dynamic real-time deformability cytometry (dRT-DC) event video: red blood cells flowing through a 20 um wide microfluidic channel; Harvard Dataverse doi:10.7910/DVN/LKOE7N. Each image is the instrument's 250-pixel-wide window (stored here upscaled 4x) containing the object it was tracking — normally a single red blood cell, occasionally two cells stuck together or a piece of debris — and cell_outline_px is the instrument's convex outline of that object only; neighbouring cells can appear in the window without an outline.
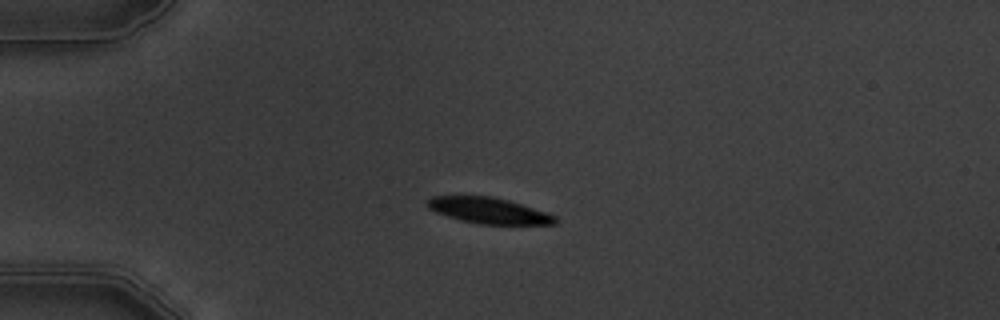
{"species": "common noctule bat (a hibernating species)", "species_latin": "Nyctalus noctula", "temperature_condition": "warm", "stored_images_in_passage": 7, "camera_frame_rate_fps": 3000, "um_per_image_px": 0.085, "animal": {"sex": "male", "body_mass_g": 19.5, "forearm_length_mm": 54.6}, "frame": {"image": 1, "passage_image": 5, "time_ms": 4.333, "image_size_px": [1000, 320], "cell_outline_px": [[560, 220], [556, 224], [480, 224], [460, 220], [436, 212], [428, 208], [424, 204], [432, 196], [492, 196], [508, 200], [556, 216]], "centroid_in_image_um": [41.52, 17.9], "position_along_channel_um": 43.5, "area_um2": 19.19}}